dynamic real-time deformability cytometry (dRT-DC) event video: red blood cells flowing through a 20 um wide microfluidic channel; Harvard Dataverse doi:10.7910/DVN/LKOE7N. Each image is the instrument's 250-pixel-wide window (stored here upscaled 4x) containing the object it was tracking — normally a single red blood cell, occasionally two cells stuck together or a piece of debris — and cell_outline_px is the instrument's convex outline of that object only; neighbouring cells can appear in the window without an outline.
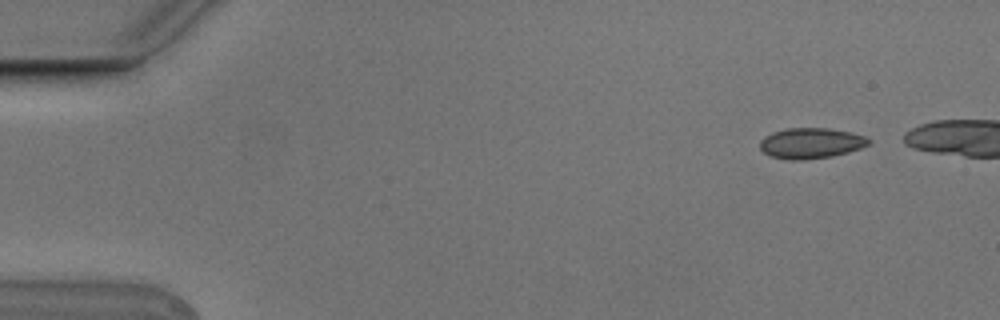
{"species": "Egyptian fruit bat (a non-hibernating species)", "species_latin": "Rousettus aegyptiacus", "temperature_condition": "cold", "stored_images_in_passage": 5, "camera_frame_rate_fps": 3000, "um_per_image_px": 0.085, "animal": {"sex": "male"}, "frame": {"image": 1, "passage_image": 1, "time_ms": 0.0, "image_size_px": [1000, 320], "cell_outline_px": [[872, 140], [868, 144], [860, 148], [848, 152], [832, 156], [804, 160], [788, 160], [772, 156], [764, 152], [760, 148], [760, 140], [764, 136], [772, 132], [784, 128], [828, 128], [852, 132], [864, 136]], "centroid_in_image_um": [68.92, 12.16], "position_along_channel_um": 16.1, "area_um2": 19.48}}